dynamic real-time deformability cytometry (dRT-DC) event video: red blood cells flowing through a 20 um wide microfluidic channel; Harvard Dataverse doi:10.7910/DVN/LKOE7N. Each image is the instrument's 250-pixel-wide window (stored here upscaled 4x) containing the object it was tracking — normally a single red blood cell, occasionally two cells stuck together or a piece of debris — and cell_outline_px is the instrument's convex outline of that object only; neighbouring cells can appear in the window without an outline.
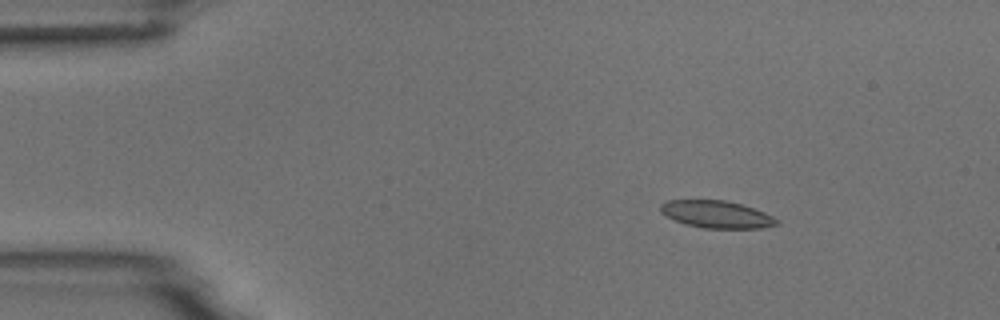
{"species": "common noctule bat (a hibernating species)", "species_latin": "Nyctalus noctula", "temperature_condition": "room temperature", "stored_images_in_passage": 6, "camera_frame_rate_fps": 3000, "um_per_image_px": 0.085, "animal": {"sex": "male", "body_mass_g": 18.8}, "frame": {"image": 1, "passage_image": 3, "time_ms": 2.333, "image_size_px": [1000, 320], "cell_outline_px": [[780, 224], [760, 228], [704, 228], [684, 224], [660, 212], [660, 204], [668, 200], [724, 200], [740, 204], [764, 212], [780, 220]], "centroid_in_image_um": [60.92, 18.22], "position_along_channel_um": 24.1, "area_um2": 18.38}}
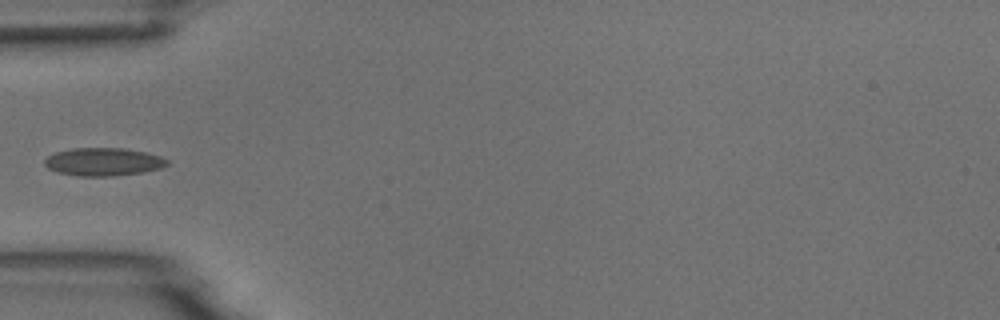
{"frame": {"image": 2, "passage_image": 6, "time_ms": 5.667, "image_size_px": [1000, 320], "cell_outline_px": [[168, 164], [160, 168], [140, 172], [112, 176], [80, 176], [56, 172], [48, 168], [44, 164], [44, 160], [48, 156], [56, 152], [72, 148], [124, 148], [144, 152], [160, 156], [168, 160]], "centroid_in_image_um": [8.75, 13.75], "position_along_channel_um": 76.2, "area_um2": 19.83}}